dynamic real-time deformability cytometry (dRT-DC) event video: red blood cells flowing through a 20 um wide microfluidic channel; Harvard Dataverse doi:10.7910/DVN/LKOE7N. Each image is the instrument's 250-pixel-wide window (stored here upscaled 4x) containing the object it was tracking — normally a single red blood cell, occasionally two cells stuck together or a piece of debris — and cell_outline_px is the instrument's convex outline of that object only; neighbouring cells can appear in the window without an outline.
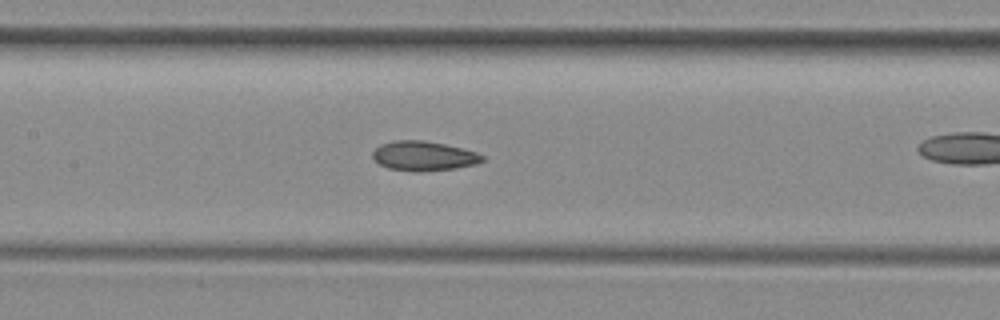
{"species": "common noctule bat (a hibernating species)", "species_latin": "Nyctalus noctula", "temperature_condition": "room temperature", "stored_images_in_passage": 40, "camera_frame_rate_fps": 3000, "um_per_image_px": 0.085, "animal": {"sex": "female", "body_mass_g": 29.2, "forearm_length_mm": 56.3}, "frame": {"image": 1, "passage_image": 23, "time_ms": 7.333, "image_size_px": [1000, 320], "cell_outline_px": [[484, 160], [476, 164], [456, 168], [424, 172], [412, 172], [388, 168], [380, 164], [372, 156], [372, 152], [380, 144], [392, 140], [424, 140], [444, 144], [476, 152], [484, 156]], "centroid_in_image_um": [35.99, 13.26], "position_along_channel_um": 171.4, "area_um2": 19.02}}
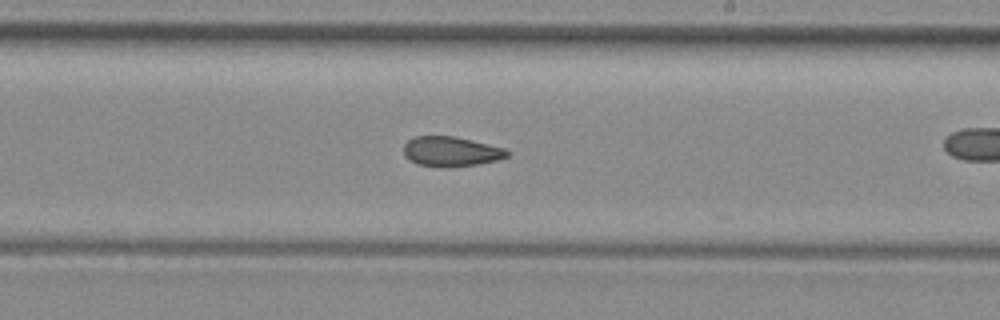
{"frame": {"image": 2, "passage_image": 29, "time_ms": 9.333, "image_size_px": [1000, 320], "cell_outline_px": [[512, 152], [508, 156], [500, 160], [476, 164], [444, 168], [416, 164], [404, 156], [404, 144], [412, 136], [452, 136], [504, 148]], "centroid_in_image_um": [38.32, 12.89], "position_along_channel_um": 250.7, "area_um2": 18.09}}